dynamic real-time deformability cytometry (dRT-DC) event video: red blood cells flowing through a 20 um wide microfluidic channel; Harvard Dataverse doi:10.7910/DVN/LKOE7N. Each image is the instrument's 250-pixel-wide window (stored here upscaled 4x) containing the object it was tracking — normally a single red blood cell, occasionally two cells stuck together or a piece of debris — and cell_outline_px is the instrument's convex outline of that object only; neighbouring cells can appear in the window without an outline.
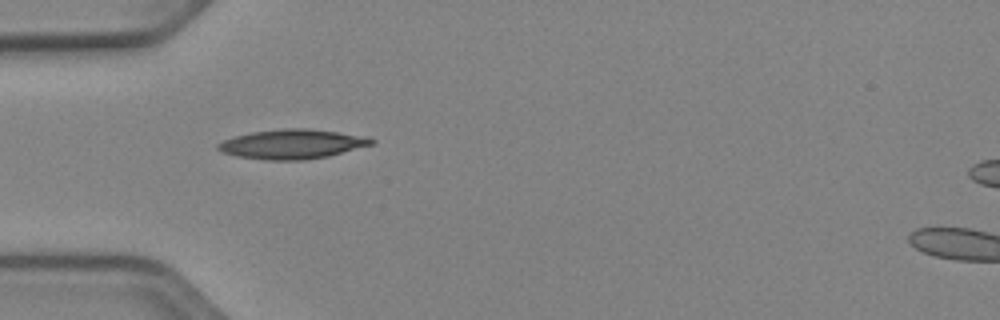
{"species": "Egyptian fruit bat (a non-hibernating species)", "species_latin": "Rousettus aegyptiacus", "temperature_condition": "cold", "stored_images_in_passage": 37, "camera_frame_rate_fps": 3000, "um_per_image_px": 0.085, "animal": {"sex": "female"}, "frame": {"image": 1, "passage_image": 1, "time_ms": 0.0, "image_size_px": [1000, 320], "cell_outline_px": [[376, 140], [372, 144], [328, 156], [304, 160], [268, 160], [236, 156], [224, 152], [216, 148], [216, 144], [224, 140], [236, 136], [252, 132], [280, 128], [308, 128], [368, 136]], "centroid_in_image_um": [24.85, 12.24], "position_along_channel_um": 60.2, "area_um2": 26.3}}
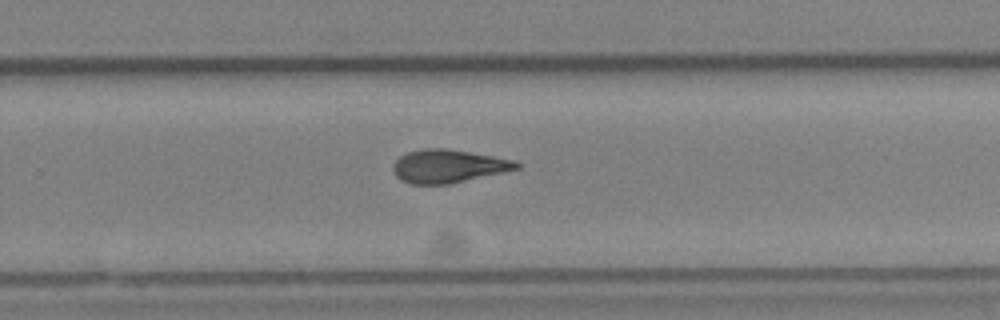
{"frame": {"image": 2, "passage_image": 19, "time_ms": 6.0, "image_size_px": [1000, 320], "cell_outline_px": [[520, 168], [448, 184], [412, 184], [400, 180], [396, 176], [392, 168], [392, 164], [400, 156], [408, 152], [424, 148], [444, 148], [516, 160], [520, 164]], "centroid_in_image_um": [38.07, 14.12], "position_along_channel_um": 291.7, "area_um2": 23.64}}
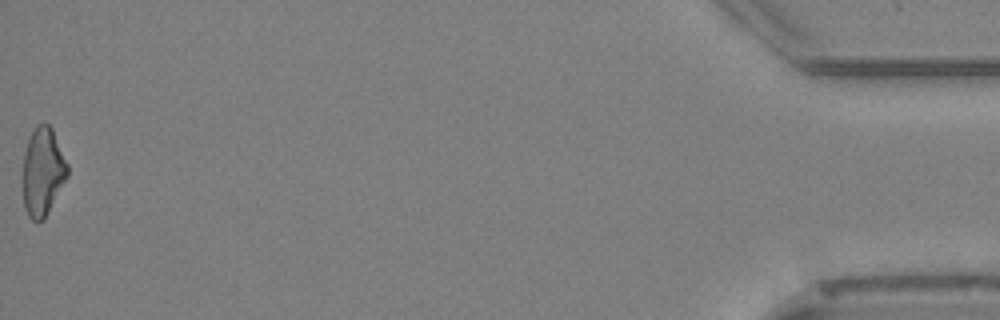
{"frame": {"image": 3, "passage_image": 37, "time_ms": 12.0, "image_size_px": [1000, 320], "cell_outline_px": [[68, 176], [44, 220], [32, 220], [28, 216], [24, 208], [24, 152], [28, 140], [36, 124], [44, 120], [52, 128], [68, 164]], "centroid_in_image_um": [3.65, 14.56], "position_along_channel_um": 431.5, "area_um2": 22.89}, "authors_computed_cell_mechanics": {"area_um2": 23.5824, "velocity_mm_per_s": 3.9217, "shape_relaxation_time_tau1_ms": null, "shape_relaxation_time_tau2_ms": 5.7013, "deformation_change_tau1": null, "deformation_change_tau2": 0.1468}}